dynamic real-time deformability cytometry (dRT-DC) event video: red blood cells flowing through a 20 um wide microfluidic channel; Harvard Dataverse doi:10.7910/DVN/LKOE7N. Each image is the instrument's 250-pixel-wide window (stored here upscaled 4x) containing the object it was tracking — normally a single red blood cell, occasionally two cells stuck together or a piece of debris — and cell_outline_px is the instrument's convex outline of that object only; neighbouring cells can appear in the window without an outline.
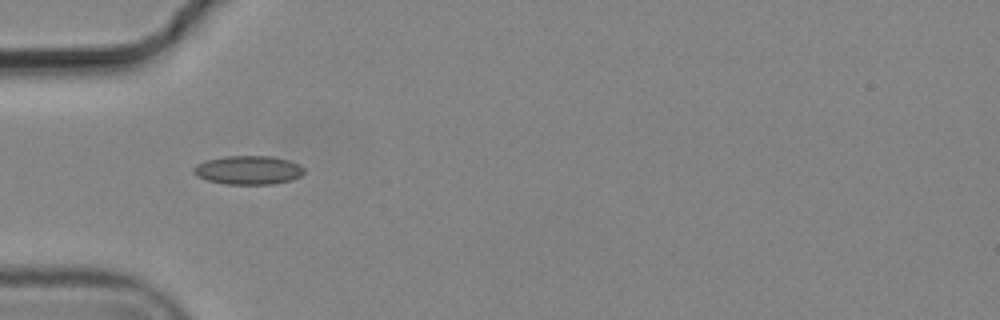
{"species": "common noctule bat (a hibernating species)", "species_latin": "Nyctalus noctula", "temperature_condition": "cold", "stored_images_in_passage": 3, "camera_frame_rate_fps": 3000, "um_per_image_px": 0.085, "animal": {"sex": "male", "body_mass_g": 19.2, "forearm_length_mm": 51.8}, "frame": {"image": 1, "passage_image": 2, "time_ms": 0.333, "image_size_px": [1000, 320], "cell_outline_px": [[304, 172], [300, 176], [292, 180], [272, 184], [224, 184], [208, 180], [196, 176], [192, 172], [192, 168], [196, 164], [208, 160], [224, 156], [272, 156], [288, 160], [300, 164], [304, 168]], "centroid_in_image_um": [21.1, 14.46], "position_along_channel_um": 63.9, "area_um2": 18.61}}
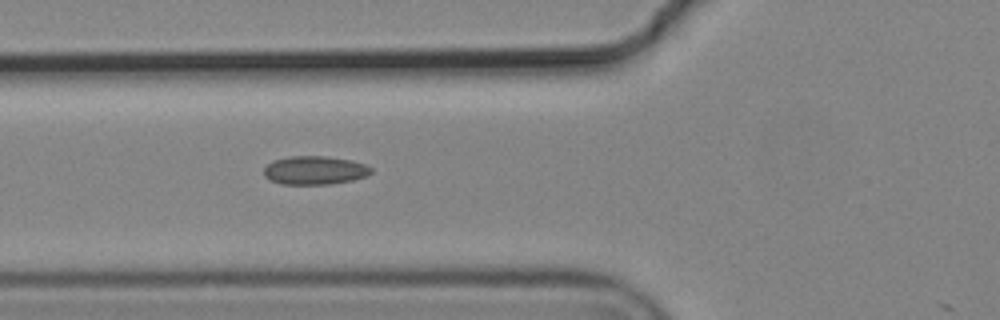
{"frame": {"image": 2, "passage_image": 3, "time_ms": 0.667, "image_size_px": [1000, 320], "cell_outline_px": [[372, 172], [368, 176], [352, 180], [328, 184], [280, 184], [264, 176], [264, 168], [272, 160], [292, 156], [324, 156], [352, 160], [364, 164], [372, 168]], "centroid_in_image_um": [26.76, 14.47], "position_along_channel_um": 99.0, "area_um2": 17.8}}